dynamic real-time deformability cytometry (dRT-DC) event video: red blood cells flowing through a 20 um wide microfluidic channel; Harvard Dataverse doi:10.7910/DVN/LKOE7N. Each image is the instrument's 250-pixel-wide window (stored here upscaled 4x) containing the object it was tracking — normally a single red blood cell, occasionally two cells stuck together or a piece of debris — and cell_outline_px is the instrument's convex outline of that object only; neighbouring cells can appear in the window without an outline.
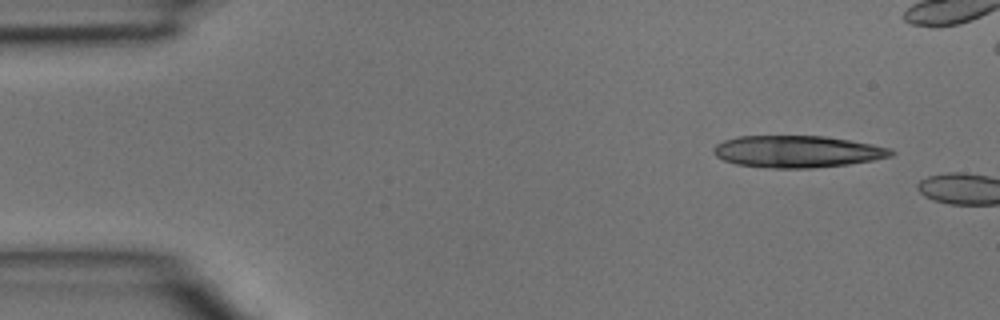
{"species": "common noctule bat (a hibernating species)", "species_latin": "Nyctalus noctula", "temperature_condition": "room temperature", "stored_images_in_passage": 2, "camera_frame_rate_fps": 3000, "um_per_image_px": 0.085, "animal": {"sex": "male", "body_mass_g": 15.6}, "frame": {"image": 1, "passage_image": 1, "time_ms": 0.0, "image_size_px": [1000, 320], "cell_outline_px": [[896, 152], [892, 156], [872, 160], [848, 164], [812, 168], [772, 168], [736, 164], [724, 160], [716, 156], [712, 152], [712, 148], [716, 144], [724, 140], [736, 136], [824, 136], [872, 144], [892, 148]], "centroid_in_image_um": [67.76, 12.88], "position_along_channel_um": 17.2, "area_um2": 33.06}}